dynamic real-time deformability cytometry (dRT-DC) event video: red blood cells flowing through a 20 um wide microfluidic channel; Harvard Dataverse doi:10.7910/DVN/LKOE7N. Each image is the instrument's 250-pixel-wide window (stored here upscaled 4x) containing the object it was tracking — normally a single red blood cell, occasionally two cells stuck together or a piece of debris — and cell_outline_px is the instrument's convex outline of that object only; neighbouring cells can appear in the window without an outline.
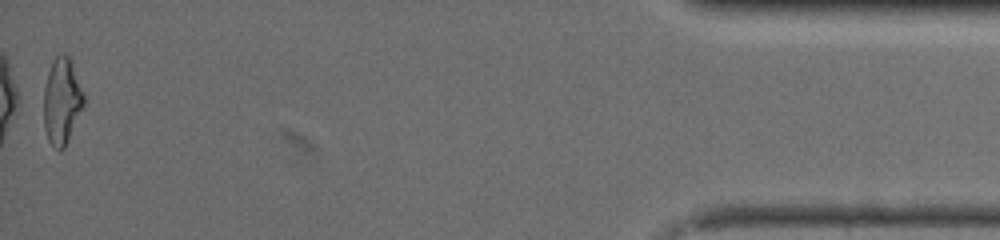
{"species": "common noctule bat (a hibernating species)", "species_latin": "Nyctalus noctula", "temperature_condition": "warm", "stored_images_in_passage": 68, "segment_of_instrument_passage": [2, 2], "camera_frame_rate_fps": 3000, "um_per_image_px": 0.085, "animal": {"sex": "female", "body_mass_g": 19.5, "forearm_length_mm": 54.1}, "frame": {"image": 1, "passage_image": 68, "time_ms": 22.333, "image_size_px": [1000, 240], "cell_outline_px": [[84, 108], [64, 148], [60, 152], [48, 140], [44, 128], [44, 88], [48, 72], [52, 60], [56, 56], [68, 56], [72, 60], [84, 92]], "centroid_in_image_um": [5.28, 8.6], "position_along_channel_um": 429.9, "area_um2": 20.35}}